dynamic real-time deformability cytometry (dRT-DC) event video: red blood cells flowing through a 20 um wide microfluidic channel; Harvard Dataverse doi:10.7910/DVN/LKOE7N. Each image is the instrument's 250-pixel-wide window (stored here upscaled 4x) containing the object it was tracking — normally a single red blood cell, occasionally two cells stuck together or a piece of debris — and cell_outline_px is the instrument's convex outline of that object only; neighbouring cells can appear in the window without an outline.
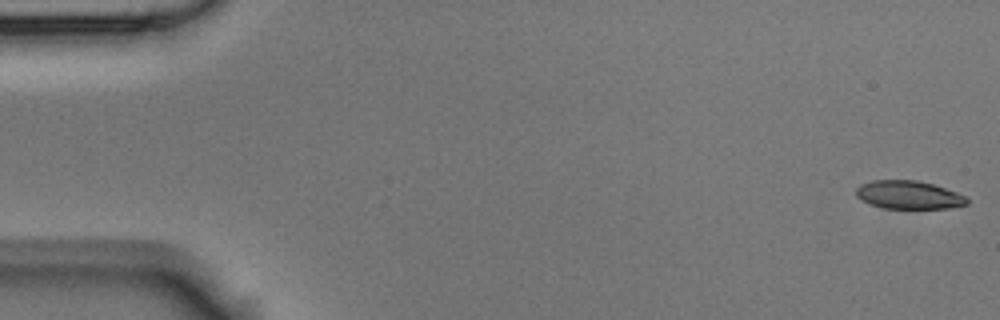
{"species": "Egyptian fruit bat (a non-hibernating species)", "species_latin": "Rousettus aegyptiacus", "temperature_condition": "room temperature", "stored_images_in_passage": 6, "camera_frame_rate_fps": 3000, "um_per_image_px": 0.085, "animal": {"sex": "male"}, "frame": {"image": 1, "passage_image": 1, "time_ms": 0.0, "image_size_px": [1000, 320], "cell_outline_px": [[968, 204], [948, 208], [884, 208], [868, 204], [860, 200], [856, 196], [856, 188], [860, 184], [872, 180], [916, 180], [932, 184], [956, 192], [964, 196], [968, 200]], "centroid_in_image_um": [77.18, 16.56], "position_along_channel_um": 7.8, "area_um2": 18.21}}
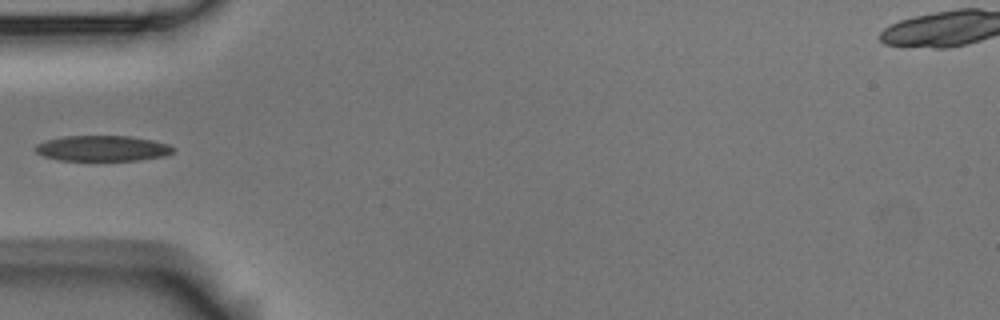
{"frame": {"image": 2, "passage_image": 5, "time_ms": 1.333, "image_size_px": [1000, 320], "cell_outline_px": [[176, 152], [164, 156], [136, 160], [60, 160], [44, 156], [36, 152], [32, 148], [36, 144], [44, 140], [64, 136], [128, 136], [152, 140], [168, 144], [176, 148]], "centroid_in_image_um": [8.7, 12.6], "position_along_channel_um": 76.3, "area_um2": 20.63}}
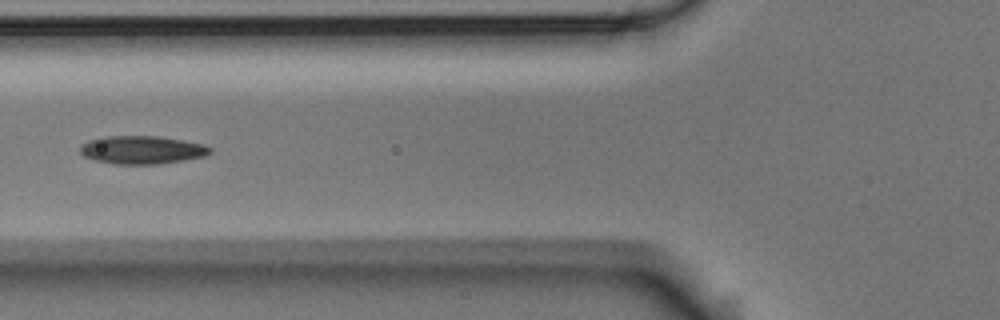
{"frame": {"image": 3, "passage_image": 6, "time_ms": 1.667, "image_size_px": [1000, 320], "cell_outline_px": [[212, 152], [204, 156], [184, 160], [160, 164], [116, 164], [96, 160], [84, 156], [80, 152], [80, 144], [88, 140], [104, 136], [156, 136], [184, 140], [200, 144], [212, 148]], "centroid_in_image_um": [12.05, 12.73], "position_along_channel_um": 113.8, "area_um2": 21.27}}